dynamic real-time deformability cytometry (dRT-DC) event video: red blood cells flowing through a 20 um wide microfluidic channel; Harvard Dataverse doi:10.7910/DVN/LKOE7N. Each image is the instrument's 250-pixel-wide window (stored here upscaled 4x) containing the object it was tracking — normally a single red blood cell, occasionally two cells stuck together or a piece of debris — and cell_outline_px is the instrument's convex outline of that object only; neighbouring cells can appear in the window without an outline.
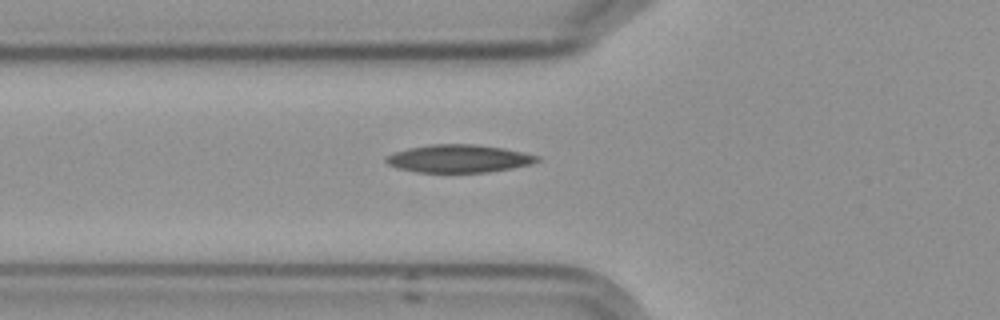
{"species": "Egyptian fruit bat (a non-hibernating species)", "species_latin": "Rousettus aegyptiacus", "temperature_condition": "cold", "stored_images_in_passage": 3, "camera_frame_rate_fps": 3000, "um_per_image_px": 0.085, "frame": {"image": 1, "passage_image": 3, "time_ms": 2.333, "image_size_px": [1000, 320], "cell_outline_px": [[540, 160], [532, 164], [512, 168], [488, 172], [416, 172], [400, 168], [388, 164], [384, 160], [388, 156], [396, 152], [408, 148], [428, 144], [476, 144], [504, 148], [524, 152], [540, 156]], "centroid_in_image_um": [39.05, 13.47], "position_along_channel_um": 86.8, "area_um2": 24.51}}